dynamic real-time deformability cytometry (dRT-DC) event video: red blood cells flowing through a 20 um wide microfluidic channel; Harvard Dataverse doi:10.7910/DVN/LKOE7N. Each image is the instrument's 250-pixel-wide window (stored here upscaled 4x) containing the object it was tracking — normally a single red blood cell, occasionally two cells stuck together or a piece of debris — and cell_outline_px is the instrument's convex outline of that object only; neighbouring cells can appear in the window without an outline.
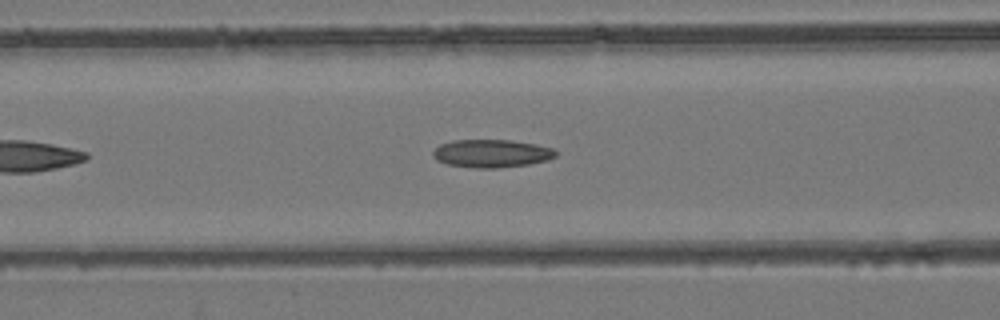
{"species": "common noctule bat (a hibernating species)", "species_latin": "Nyctalus noctula", "temperature_condition": "room temperature", "stored_images_in_passage": 37, "camera_frame_rate_fps": 3000, "um_per_image_px": 0.085, "animal": {"sex": "female", "body_mass_g": 24.6, "forearm_length_mm": 56.2}, "frame": {"image": 1, "passage_image": 11, "time_ms": 3.333, "image_size_px": [1000, 320], "cell_outline_px": [[556, 156], [548, 160], [528, 164], [496, 168], [472, 168], [448, 164], [436, 160], [432, 156], [432, 152], [440, 144], [452, 140], [512, 140], [536, 144], [552, 148], [556, 152]], "centroid_in_image_um": [41.76, 13.04], "position_along_channel_um": 124.8, "area_um2": 20.06}}
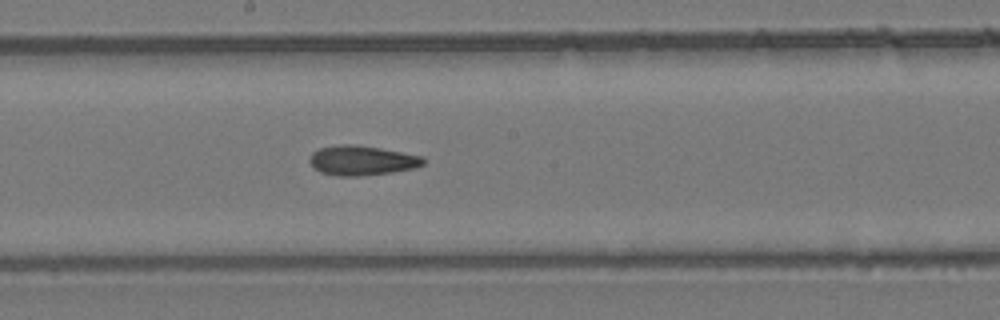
{"frame": {"image": 2, "passage_image": 18, "time_ms": 5.667, "image_size_px": [1000, 320], "cell_outline_px": [[424, 164], [416, 168], [392, 172], [360, 176], [336, 176], [320, 172], [308, 160], [312, 152], [320, 148], [340, 144], [356, 144], [380, 148], [424, 156]], "centroid_in_image_um": [30.77, 13.63], "position_along_channel_um": 217.4, "area_um2": 19.77}}
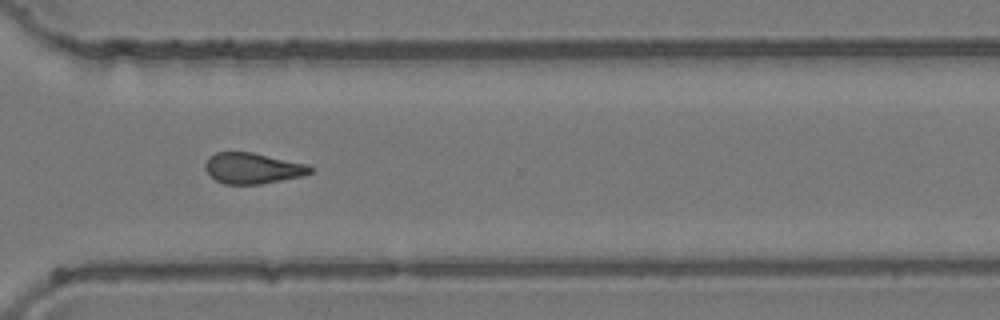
{"frame": {"image": 3, "passage_image": 28, "time_ms": 9.0, "image_size_px": [1000, 320], "cell_outline_px": [[312, 172], [304, 176], [260, 184], [224, 184], [216, 180], [204, 168], [204, 164], [208, 156], [216, 152], [252, 152], [308, 164], [312, 168]], "centroid_in_image_um": [21.48, 14.29], "position_along_channel_um": 349.1, "area_um2": 18.96}, "authors_computed_cell_mechanics": {"area_um2": 19.3052, "velocity_mm_per_s": 3.9679, "shape_relaxation_time_tau1_ms": null, "shape_relaxation_time_tau2_ms": 2.7039, "deformation_change_tau1": null, "deformation_change_tau2": 0.109}}